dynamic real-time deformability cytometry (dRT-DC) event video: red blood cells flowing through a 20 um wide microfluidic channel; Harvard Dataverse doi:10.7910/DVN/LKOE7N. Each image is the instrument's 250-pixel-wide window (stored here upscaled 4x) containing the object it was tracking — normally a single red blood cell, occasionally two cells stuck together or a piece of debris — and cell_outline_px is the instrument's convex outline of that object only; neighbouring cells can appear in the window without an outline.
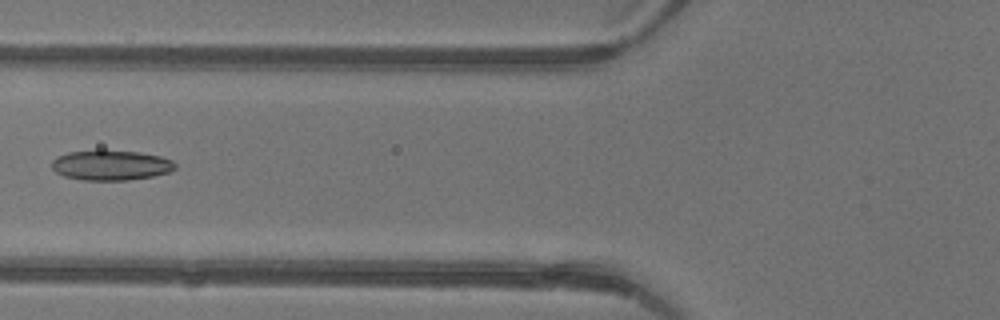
{"species": "common noctule bat (a hibernating species)", "species_latin": "Nyctalus noctula", "temperature_condition": "warm", "stored_images_in_passage": 6, "camera_frame_rate_fps": 3000, "um_per_image_px": 0.085, "animal": {"sex": "female"}, "frame": {"image": 1, "passage_image": 6, "time_ms": 1.667, "image_size_px": [1000, 320], "cell_outline_px": [[176, 168], [168, 172], [152, 176], [128, 180], [84, 180], [64, 176], [56, 172], [52, 168], [52, 160], [68, 152], [100, 148], [140, 152], [160, 156], [172, 160], [176, 164]], "centroid_in_image_um": [9.42, 14.01], "position_along_channel_um": 116.4, "area_um2": 22.02}}